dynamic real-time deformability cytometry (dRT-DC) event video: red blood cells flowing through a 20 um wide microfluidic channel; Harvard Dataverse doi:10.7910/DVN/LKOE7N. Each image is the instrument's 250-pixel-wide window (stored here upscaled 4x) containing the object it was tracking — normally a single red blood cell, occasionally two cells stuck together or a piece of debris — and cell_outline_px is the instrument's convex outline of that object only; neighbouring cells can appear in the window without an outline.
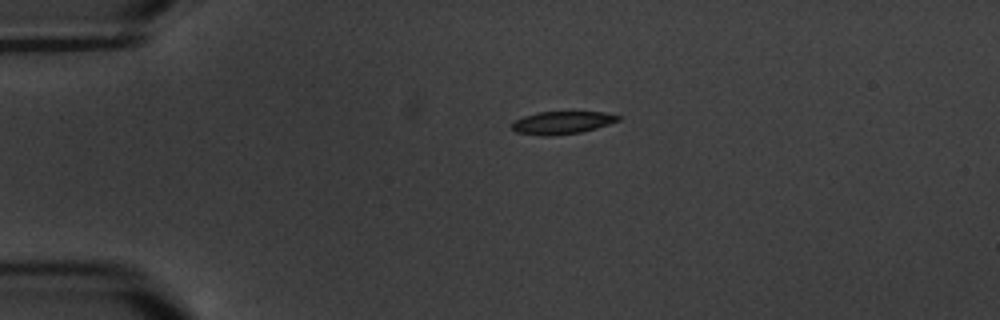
{"species": "common noctule bat (a hibernating species)", "species_latin": "Nyctalus noctula", "temperature_condition": "warm", "stored_images_in_passage": 4, "camera_frame_rate_fps": 3000, "um_per_image_px": 0.085, "animal": {"sex": "male", "body_mass_g": 20.1, "forearm_length_mm": 53.5}, "frame": {"image": 1, "passage_image": 1, "time_ms": 0.0, "image_size_px": [1000, 320], "cell_outline_px": [[620, 120], [596, 128], [580, 132], [548, 136], [544, 136], [516, 132], [512, 128], [512, 124], [516, 120], [524, 116], [540, 112], [604, 112], [620, 116]], "centroid_in_image_um": [47.78, 10.42], "position_along_channel_um": 37.2, "area_um2": 13.81}}
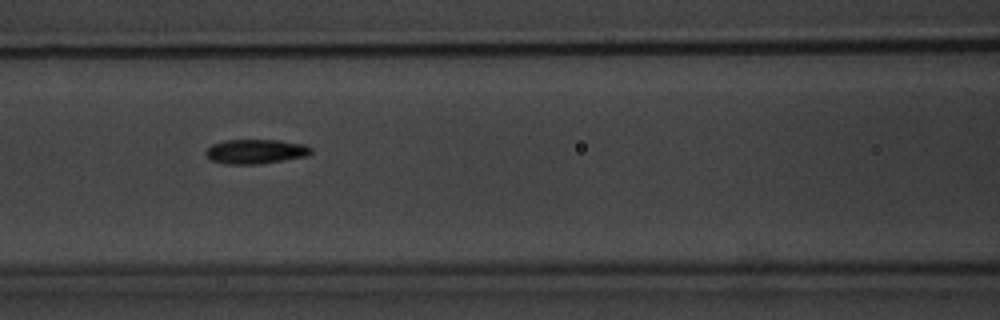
{"frame": {"image": 2, "passage_image": 4, "time_ms": 4.333, "image_size_px": [1000, 320], "cell_outline_px": [[312, 152], [304, 156], [256, 164], [228, 164], [212, 160], [204, 152], [212, 144], [224, 140], [280, 140], [304, 144], [312, 148]], "centroid_in_image_um": [21.71, 12.86], "position_along_channel_um": 144.9, "area_um2": 14.74}}